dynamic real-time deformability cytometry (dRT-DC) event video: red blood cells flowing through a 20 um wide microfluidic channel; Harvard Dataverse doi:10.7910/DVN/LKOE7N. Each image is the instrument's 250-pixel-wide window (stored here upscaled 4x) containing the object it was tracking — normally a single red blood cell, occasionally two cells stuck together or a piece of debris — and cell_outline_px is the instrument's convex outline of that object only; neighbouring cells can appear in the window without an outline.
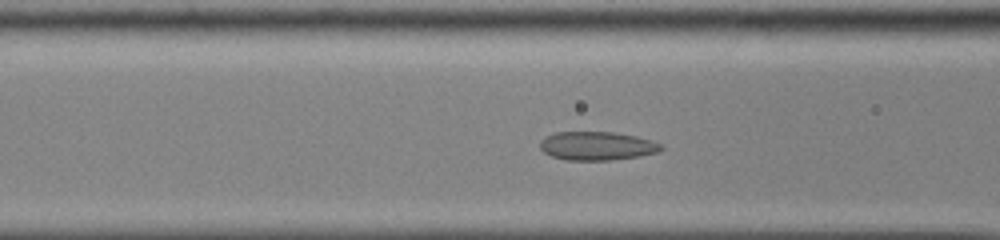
{"species": "common noctule bat (a hibernating species)", "species_latin": "Nyctalus noctula", "temperature_condition": "cold", "stored_images_in_passage": 43, "camera_frame_rate_fps": 3000, "um_per_image_px": 0.085, "animal": {"sex": "male", "body_mass_g": 13.0, "forearm_length_mm": 53.1}, "frame": {"image": 1, "passage_image": 12, "time_ms": 3.667, "image_size_px": [1000, 240], "cell_outline_px": [[664, 148], [660, 152], [640, 156], [612, 160], [564, 160], [552, 156], [544, 152], [540, 148], [540, 140], [556, 132], [612, 132], [636, 136], [652, 140], [660, 144]], "centroid_in_image_um": [50.77, 12.41], "position_along_channel_um": 115.8, "area_um2": 20.23}}
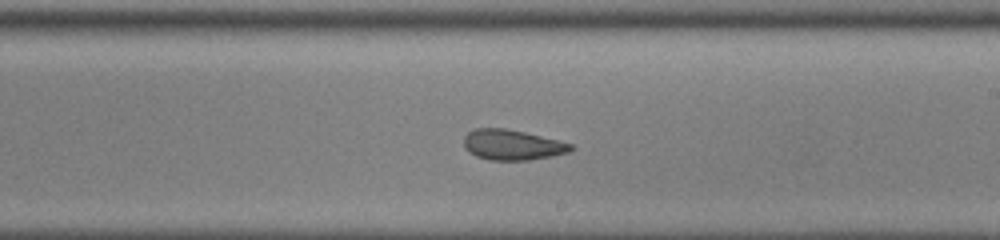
{"frame": {"image": 2, "passage_image": 22, "time_ms": 7.0, "image_size_px": [1000, 240], "cell_outline_px": [[576, 148], [568, 152], [552, 156], [528, 160], [488, 160], [476, 156], [468, 152], [464, 148], [464, 136], [468, 132], [476, 128], [504, 128], [524, 132], [572, 144]], "centroid_in_image_um": [43.51, 12.32], "position_along_channel_um": 245.5, "area_um2": 18.9}}
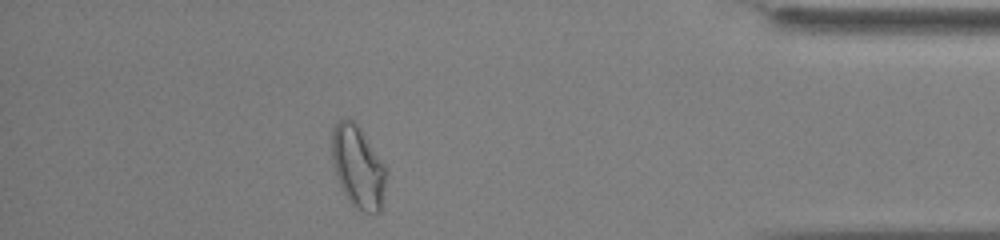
{"frame": {"image": 3, "passage_image": 37, "time_ms": 12.0, "image_size_px": [1000, 240], "cell_outline_px": [[388, 176], [380, 212], [364, 212], [356, 208], [348, 200], [344, 192], [336, 172], [332, 156], [332, 128], [340, 120], [348, 116], [360, 128], [384, 164]], "centroid_in_image_um": [30.45, 14.18], "position_along_channel_um": 404.7, "area_um2": 25.78}, "authors_computed_cell_mechanics": {"area_um2": 20.8658, "velocity_mm_per_s": 3.888, "shape_relaxation_time_tau1_ms": 4.1043, "shape_relaxation_time_tau2_ms": 1.9369, "deformation_change_tau1": 0.0829, "deformation_change_tau2": 0.069}}